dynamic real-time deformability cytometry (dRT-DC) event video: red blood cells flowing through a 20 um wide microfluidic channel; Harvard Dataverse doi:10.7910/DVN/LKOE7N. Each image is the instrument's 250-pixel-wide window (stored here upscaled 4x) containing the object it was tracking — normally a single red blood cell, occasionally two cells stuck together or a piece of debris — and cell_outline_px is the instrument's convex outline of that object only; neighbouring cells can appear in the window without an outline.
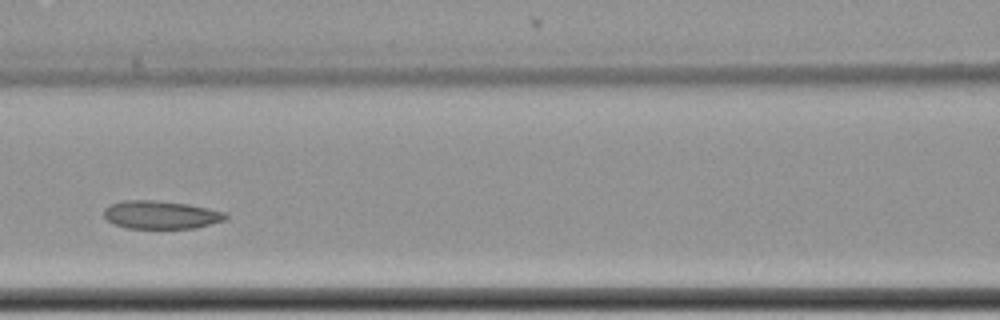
{"species": "common noctule bat (a hibernating species)", "species_latin": "Nyctalus noctula", "temperature_condition": "cold", "stored_images_in_passage": 10, "camera_frame_rate_fps": 3000, "um_per_image_px": 0.085, "animal": {"sex": "female", "body_mass_g": 22.7, "forearm_length_mm": 54.2}, "frame": {"image": 1, "passage_image": 4, "time_ms": 1.0, "image_size_px": [1000, 320], "cell_outline_px": [[228, 216], [224, 220], [196, 228], [128, 228], [116, 224], [108, 220], [104, 216], [104, 208], [108, 204], [124, 200], [152, 200], [188, 204], [224, 212]], "centroid_in_image_um": [13.64, 18.25], "position_along_channel_um": 153.0, "area_um2": 19.77}}
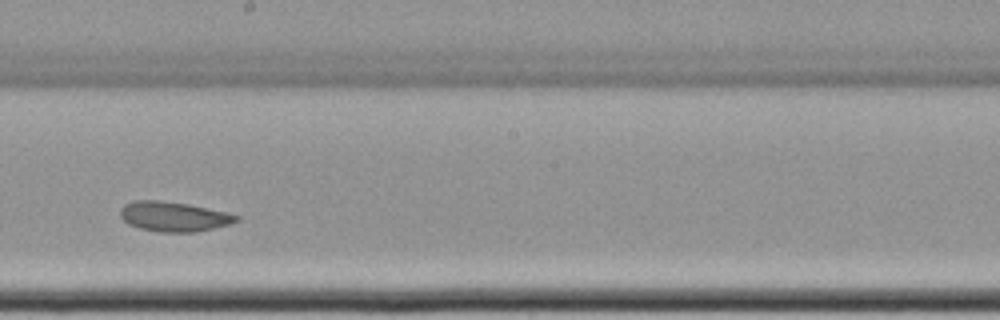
{"frame": {"image": 2, "passage_image": 6, "time_ms": 1.667, "image_size_px": [1000, 320], "cell_outline_px": [[240, 220], [228, 224], [196, 232], [156, 232], [140, 228], [128, 224], [120, 216], [120, 208], [124, 204], [136, 200], [156, 200], [188, 204], [228, 212], [240, 216]], "centroid_in_image_um": [14.76, 18.41], "position_along_channel_um": 233.4, "area_um2": 20.17}}
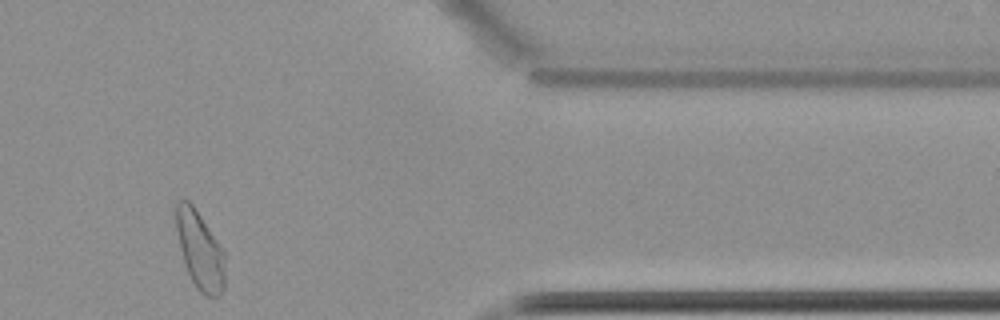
{"frame": {"image": 3, "passage_image": 10, "time_ms": 3.0, "image_size_px": [1000, 320], "cell_outline_px": [[224, 288], [220, 296], [208, 296], [200, 292], [196, 288], [184, 264], [180, 248], [172, 208], [180, 200], [188, 200], [192, 204], [224, 252]], "centroid_in_image_um": [16.95, 21.26], "position_along_channel_um": 394.5, "area_um2": 22.08}}